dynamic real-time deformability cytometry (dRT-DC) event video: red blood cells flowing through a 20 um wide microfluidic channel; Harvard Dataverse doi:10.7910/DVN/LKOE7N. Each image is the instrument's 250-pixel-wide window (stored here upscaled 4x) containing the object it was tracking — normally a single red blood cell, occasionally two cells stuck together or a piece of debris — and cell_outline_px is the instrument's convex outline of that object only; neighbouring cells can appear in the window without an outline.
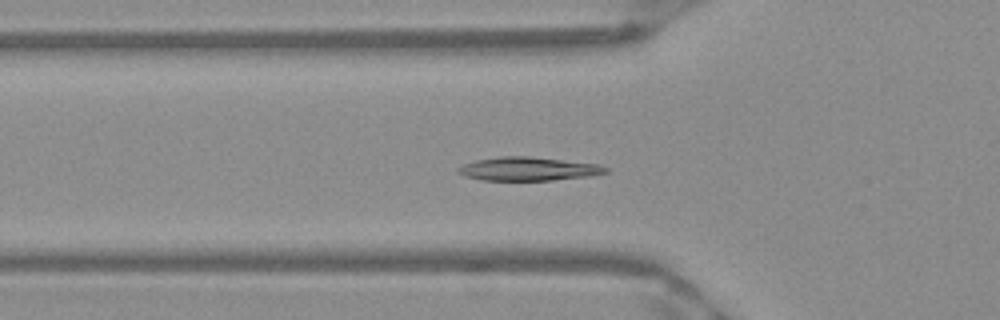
{"species": "Egyptian fruit bat (a non-hibernating species)", "species_latin": "Rousettus aegyptiacus", "temperature_condition": "warm", "stored_images_in_passage": 51, "camera_frame_rate_fps": 3000, "um_per_image_px": 0.085, "frame": {"image": 1, "passage_image": 17, "time_ms": 5.333, "image_size_px": [1000, 320], "cell_outline_px": [[608, 172], [592, 176], [552, 180], [480, 180], [464, 176], [456, 172], [456, 168], [464, 164], [476, 160], [500, 156], [528, 156], [600, 164], [608, 168]], "centroid_in_image_um": [44.9, 14.35], "position_along_channel_um": 80.9, "area_um2": 20.4}}
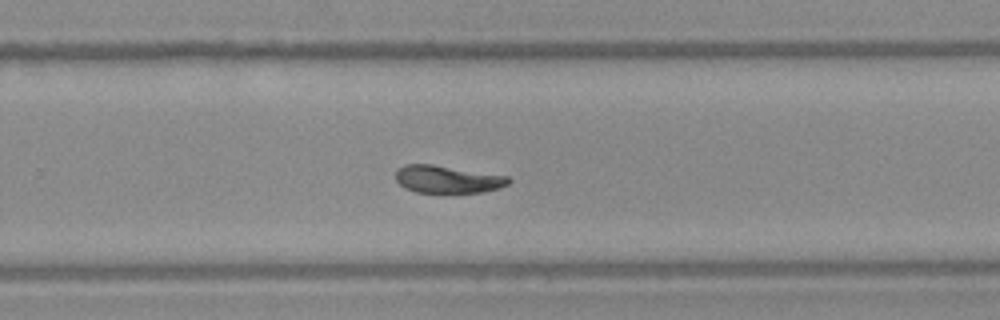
{"frame": {"image": 2, "passage_image": 33, "time_ms": 10.667, "image_size_px": [1000, 320], "cell_outline_px": [[512, 180], [508, 184], [500, 188], [480, 192], [416, 192], [404, 188], [396, 180], [396, 168], [404, 164], [432, 164], [508, 176]], "centroid_in_image_um": [38.01, 15.23], "position_along_channel_um": 291.8, "area_um2": 18.09}}
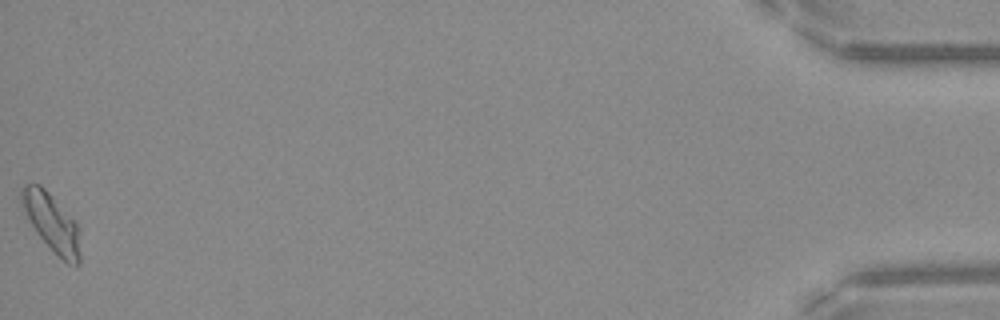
{"frame": {"image": 3, "passage_image": 51, "time_ms": 16.667, "image_size_px": [1000, 320], "cell_outline_px": [[80, 264], [76, 268], [68, 264], [36, 232], [20, 200], [20, 188], [24, 184], [40, 184], [52, 196], [80, 228]], "centroid_in_image_um": [4.43, 18.93], "position_along_channel_um": 430.8, "area_um2": 19.36}, "authors_computed_cell_mechanics": {"area_um2": 19.074, "velocity_mm_per_s": 3.9423, "shape_relaxation_time_tau1_ms": 4.5986, "shape_relaxation_time_tau2_ms": 4.1351, "deformation_change_tau1": 0.1642, "deformation_change_tau2": 0.0644}}